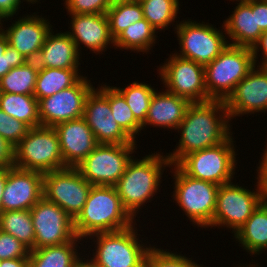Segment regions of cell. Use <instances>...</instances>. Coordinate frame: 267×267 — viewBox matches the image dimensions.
I'll return each mask as SVG.
<instances>
[{
	"mask_svg": "<svg viewBox=\"0 0 267 267\" xmlns=\"http://www.w3.org/2000/svg\"><path fill=\"white\" fill-rule=\"evenodd\" d=\"M233 123L223 100L191 103L183 121L174 131V138L179 141L171 152H166L171 165H176L189 153L224 142L235 132L232 130Z\"/></svg>",
	"mask_w": 267,
	"mask_h": 267,
	"instance_id": "obj_1",
	"label": "cell"
},
{
	"mask_svg": "<svg viewBox=\"0 0 267 267\" xmlns=\"http://www.w3.org/2000/svg\"><path fill=\"white\" fill-rule=\"evenodd\" d=\"M162 151V149H160V152L159 150L156 152L151 151V153L149 151L146 155V152H143V157L137 154L139 159L134 155L127 164L124 174L114 185L125 210L141 225L143 224L139 219L142 215L141 213L143 212V219H146L147 216L145 217L144 214L148 212L152 201L156 198L160 199V196H157L158 194L162 196V193H159L163 187L161 184L165 180L168 181L166 178L171 163L166 153Z\"/></svg>",
	"mask_w": 267,
	"mask_h": 267,
	"instance_id": "obj_2",
	"label": "cell"
},
{
	"mask_svg": "<svg viewBox=\"0 0 267 267\" xmlns=\"http://www.w3.org/2000/svg\"><path fill=\"white\" fill-rule=\"evenodd\" d=\"M138 227L142 226L136 221L122 230L87 237L84 240L85 254L101 267H145V259L153 243L148 241L144 233H139L143 229Z\"/></svg>",
	"mask_w": 267,
	"mask_h": 267,
	"instance_id": "obj_3",
	"label": "cell"
},
{
	"mask_svg": "<svg viewBox=\"0 0 267 267\" xmlns=\"http://www.w3.org/2000/svg\"><path fill=\"white\" fill-rule=\"evenodd\" d=\"M135 222L114 186L92 185L82 211L74 219V230L78 238L85 240L96 233L128 228Z\"/></svg>",
	"mask_w": 267,
	"mask_h": 267,
	"instance_id": "obj_4",
	"label": "cell"
},
{
	"mask_svg": "<svg viewBox=\"0 0 267 267\" xmlns=\"http://www.w3.org/2000/svg\"><path fill=\"white\" fill-rule=\"evenodd\" d=\"M168 174L173 178L171 203L178 206L189 224L199 230L213 228L219 185L186 175L177 165L170 166ZM173 175V176H172ZM189 220V221H188ZM200 227V228H199Z\"/></svg>",
	"mask_w": 267,
	"mask_h": 267,
	"instance_id": "obj_5",
	"label": "cell"
},
{
	"mask_svg": "<svg viewBox=\"0 0 267 267\" xmlns=\"http://www.w3.org/2000/svg\"><path fill=\"white\" fill-rule=\"evenodd\" d=\"M234 134L233 132L224 142L218 145L189 153L176 165L192 178L219 186L236 180L239 177L237 173L240 170L238 163L241 162L237 157L240 154L238 153L240 149L236 145Z\"/></svg>",
	"mask_w": 267,
	"mask_h": 267,
	"instance_id": "obj_6",
	"label": "cell"
},
{
	"mask_svg": "<svg viewBox=\"0 0 267 267\" xmlns=\"http://www.w3.org/2000/svg\"><path fill=\"white\" fill-rule=\"evenodd\" d=\"M198 21L182 17L174 30L179 51L175 48L172 52L205 66L225 49L228 41L223 23L217 28L216 25L209 23V19L208 22Z\"/></svg>",
	"mask_w": 267,
	"mask_h": 267,
	"instance_id": "obj_7",
	"label": "cell"
},
{
	"mask_svg": "<svg viewBox=\"0 0 267 267\" xmlns=\"http://www.w3.org/2000/svg\"><path fill=\"white\" fill-rule=\"evenodd\" d=\"M254 66L252 48L228 44L212 62L204 66L208 97L225 101Z\"/></svg>",
	"mask_w": 267,
	"mask_h": 267,
	"instance_id": "obj_8",
	"label": "cell"
},
{
	"mask_svg": "<svg viewBox=\"0 0 267 267\" xmlns=\"http://www.w3.org/2000/svg\"><path fill=\"white\" fill-rule=\"evenodd\" d=\"M254 178L255 181L250 180L252 185L249 189L240 179L237 183L232 181L219 186L213 214V230L216 228H224V231L228 229L227 231L232 234V237L252 215L262 202L259 183L256 177ZM253 182L255 183L253 184Z\"/></svg>",
	"mask_w": 267,
	"mask_h": 267,
	"instance_id": "obj_9",
	"label": "cell"
},
{
	"mask_svg": "<svg viewBox=\"0 0 267 267\" xmlns=\"http://www.w3.org/2000/svg\"><path fill=\"white\" fill-rule=\"evenodd\" d=\"M14 167L43 174L66 168L55 128H29L26 136L14 148Z\"/></svg>",
	"mask_w": 267,
	"mask_h": 267,
	"instance_id": "obj_10",
	"label": "cell"
},
{
	"mask_svg": "<svg viewBox=\"0 0 267 267\" xmlns=\"http://www.w3.org/2000/svg\"><path fill=\"white\" fill-rule=\"evenodd\" d=\"M157 69V80L165 90L186 98L191 103L211 100L205 86L204 66L170 52ZM159 77V78H158Z\"/></svg>",
	"mask_w": 267,
	"mask_h": 267,
	"instance_id": "obj_11",
	"label": "cell"
},
{
	"mask_svg": "<svg viewBox=\"0 0 267 267\" xmlns=\"http://www.w3.org/2000/svg\"><path fill=\"white\" fill-rule=\"evenodd\" d=\"M139 147L140 144H98L76 168L91 185L114 186Z\"/></svg>",
	"mask_w": 267,
	"mask_h": 267,
	"instance_id": "obj_12",
	"label": "cell"
},
{
	"mask_svg": "<svg viewBox=\"0 0 267 267\" xmlns=\"http://www.w3.org/2000/svg\"><path fill=\"white\" fill-rule=\"evenodd\" d=\"M91 187L77 168L66 167L44 173L43 197L57 204L72 219L82 211Z\"/></svg>",
	"mask_w": 267,
	"mask_h": 267,
	"instance_id": "obj_13",
	"label": "cell"
},
{
	"mask_svg": "<svg viewBox=\"0 0 267 267\" xmlns=\"http://www.w3.org/2000/svg\"><path fill=\"white\" fill-rule=\"evenodd\" d=\"M86 74L71 87L38 101L40 126L55 127L83 117L86 99L95 88L94 78Z\"/></svg>",
	"mask_w": 267,
	"mask_h": 267,
	"instance_id": "obj_14",
	"label": "cell"
},
{
	"mask_svg": "<svg viewBox=\"0 0 267 267\" xmlns=\"http://www.w3.org/2000/svg\"><path fill=\"white\" fill-rule=\"evenodd\" d=\"M35 9L36 12L30 11L29 14L26 12L19 17L14 16L15 20L11 16L0 21V29L6 35L9 45L17 49L28 61L36 60L47 34L53 27L55 28L49 15L47 17L42 13L39 14L38 7ZM6 22L11 24L6 25Z\"/></svg>",
	"mask_w": 267,
	"mask_h": 267,
	"instance_id": "obj_15",
	"label": "cell"
},
{
	"mask_svg": "<svg viewBox=\"0 0 267 267\" xmlns=\"http://www.w3.org/2000/svg\"><path fill=\"white\" fill-rule=\"evenodd\" d=\"M35 231L34 249L74 240V219L57 204L42 197L31 209Z\"/></svg>",
	"mask_w": 267,
	"mask_h": 267,
	"instance_id": "obj_16",
	"label": "cell"
},
{
	"mask_svg": "<svg viewBox=\"0 0 267 267\" xmlns=\"http://www.w3.org/2000/svg\"><path fill=\"white\" fill-rule=\"evenodd\" d=\"M224 102L231 122L234 119L240 120L243 116L257 117L262 113L265 116V113L267 114V66L255 65Z\"/></svg>",
	"mask_w": 267,
	"mask_h": 267,
	"instance_id": "obj_17",
	"label": "cell"
},
{
	"mask_svg": "<svg viewBox=\"0 0 267 267\" xmlns=\"http://www.w3.org/2000/svg\"><path fill=\"white\" fill-rule=\"evenodd\" d=\"M83 118L98 144H137L116 123L108 102V84H97L88 95Z\"/></svg>",
	"mask_w": 267,
	"mask_h": 267,
	"instance_id": "obj_18",
	"label": "cell"
},
{
	"mask_svg": "<svg viewBox=\"0 0 267 267\" xmlns=\"http://www.w3.org/2000/svg\"><path fill=\"white\" fill-rule=\"evenodd\" d=\"M68 30L65 32L75 42L79 53L89 49V55H106L107 49L114 48V39L110 34L107 14H67ZM70 22V23H69ZM83 50V51H82ZM94 53V54H93ZM105 53V54H104Z\"/></svg>",
	"mask_w": 267,
	"mask_h": 267,
	"instance_id": "obj_19",
	"label": "cell"
},
{
	"mask_svg": "<svg viewBox=\"0 0 267 267\" xmlns=\"http://www.w3.org/2000/svg\"><path fill=\"white\" fill-rule=\"evenodd\" d=\"M43 177L39 171L7 168L2 212L30 210L43 197Z\"/></svg>",
	"mask_w": 267,
	"mask_h": 267,
	"instance_id": "obj_20",
	"label": "cell"
},
{
	"mask_svg": "<svg viewBox=\"0 0 267 267\" xmlns=\"http://www.w3.org/2000/svg\"><path fill=\"white\" fill-rule=\"evenodd\" d=\"M60 151L66 167L76 168L98 145L93 131L82 117L57 124Z\"/></svg>",
	"mask_w": 267,
	"mask_h": 267,
	"instance_id": "obj_21",
	"label": "cell"
},
{
	"mask_svg": "<svg viewBox=\"0 0 267 267\" xmlns=\"http://www.w3.org/2000/svg\"><path fill=\"white\" fill-rule=\"evenodd\" d=\"M161 89L158 90L157 87L155 90L146 120L142 124V133L145 132V135L147 134L146 128L150 129L152 127L155 130L156 128L157 130L164 129V132L171 131L172 134L183 121L185 113L191 104L186 98L177 96L165 90L163 87Z\"/></svg>",
	"mask_w": 267,
	"mask_h": 267,
	"instance_id": "obj_22",
	"label": "cell"
},
{
	"mask_svg": "<svg viewBox=\"0 0 267 267\" xmlns=\"http://www.w3.org/2000/svg\"><path fill=\"white\" fill-rule=\"evenodd\" d=\"M61 31L52 28L47 34L35 60L37 65L42 68L82 69L83 71L81 66L82 63L84 65V61L81 60L84 59L83 55L79 53L75 42L65 30Z\"/></svg>",
	"mask_w": 267,
	"mask_h": 267,
	"instance_id": "obj_23",
	"label": "cell"
},
{
	"mask_svg": "<svg viewBox=\"0 0 267 267\" xmlns=\"http://www.w3.org/2000/svg\"><path fill=\"white\" fill-rule=\"evenodd\" d=\"M231 239L235 241V246L238 243V246L243 248L241 250L245 252L243 255L247 253L252 259L249 264L247 262L246 264L239 263L240 265L237 264V266L233 263L234 267H263L260 264L261 262L258 263L254 259L262 253L267 254V202L262 201L258 205L252 215Z\"/></svg>",
	"mask_w": 267,
	"mask_h": 267,
	"instance_id": "obj_24",
	"label": "cell"
},
{
	"mask_svg": "<svg viewBox=\"0 0 267 267\" xmlns=\"http://www.w3.org/2000/svg\"><path fill=\"white\" fill-rule=\"evenodd\" d=\"M234 4L231 14L222 21L228 44L253 48L263 33L256 28V0Z\"/></svg>",
	"mask_w": 267,
	"mask_h": 267,
	"instance_id": "obj_25",
	"label": "cell"
},
{
	"mask_svg": "<svg viewBox=\"0 0 267 267\" xmlns=\"http://www.w3.org/2000/svg\"><path fill=\"white\" fill-rule=\"evenodd\" d=\"M84 247V240L76 237L67 243L31 250L29 267H78Z\"/></svg>",
	"mask_w": 267,
	"mask_h": 267,
	"instance_id": "obj_26",
	"label": "cell"
},
{
	"mask_svg": "<svg viewBox=\"0 0 267 267\" xmlns=\"http://www.w3.org/2000/svg\"><path fill=\"white\" fill-rule=\"evenodd\" d=\"M158 35L152 25L143 18L130 24L114 39L115 50L118 51L119 49L121 53L129 51V54L132 52L141 53L140 55L147 54L148 57V54L154 52L155 44L159 43L160 37Z\"/></svg>",
	"mask_w": 267,
	"mask_h": 267,
	"instance_id": "obj_27",
	"label": "cell"
},
{
	"mask_svg": "<svg viewBox=\"0 0 267 267\" xmlns=\"http://www.w3.org/2000/svg\"><path fill=\"white\" fill-rule=\"evenodd\" d=\"M181 3L183 2L180 0H144L140 2L143 17L158 32L159 36L166 30L170 31V27L173 28L172 32L175 30L180 22L178 14L182 13L180 12L182 10Z\"/></svg>",
	"mask_w": 267,
	"mask_h": 267,
	"instance_id": "obj_28",
	"label": "cell"
},
{
	"mask_svg": "<svg viewBox=\"0 0 267 267\" xmlns=\"http://www.w3.org/2000/svg\"><path fill=\"white\" fill-rule=\"evenodd\" d=\"M81 69H59L39 67L37 74L34 96L39 101L49 97L54 93L69 88L74 85L81 77Z\"/></svg>",
	"mask_w": 267,
	"mask_h": 267,
	"instance_id": "obj_29",
	"label": "cell"
},
{
	"mask_svg": "<svg viewBox=\"0 0 267 267\" xmlns=\"http://www.w3.org/2000/svg\"><path fill=\"white\" fill-rule=\"evenodd\" d=\"M0 109L29 128L40 126L38 100L34 95L1 92Z\"/></svg>",
	"mask_w": 267,
	"mask_h": 267,
	"instance_id": "obj_30",
	"label": "cell"
},
{
	"mask_svg": "<svg viewBox=\"0 0 267 267\" xmlns=\"http://www.w3.org/2000/svg\"><path fill=\"white\" fill-rule=\"evenodd\" d=\"M115 85L112 86L124 97L135 119L142 125L146 120L151 99L157 88L151 82L150 84L145 80L140 82L138 79L122 87H118L117 83Z\"/></svg>",
	"mask_w": 267,
	"mask_h": 267,
	"instance_id": "obj_31",
	"label": "cell"
},
{
	"mask_svg": "<svg viewBox=\"0 0 267 267\" xmlns=\"http://www.w3.org/2000/svg\"><path fill=\"white\" fill-rule=\"evenodd\" d=\"M0 230L14 236L30 251L34 250L35 231L30 210L1 212Z\"/></svg>",
	"mask_w": 267,
	"mask_h": 267,
	"instance_id": "obj_32",
	"label": "cell"
},
{
	"mask_svg": "<svg viewBox=\"0 0 267 267\" xmlns=\"http://www.w3.org/2000/svg\"><path fill=\"white\" fill-rule=\"evenodd\" d=\"M38 71L39 66L36 61H27L12 68L0 79L1 92L34 95Z\"/></svg>",
	"mask_w": 267,
	"mask_h": 267,
	"instance_id": "obj_33",
	"label": "cell"
},
{
	"mask_svg": "<svg viewBox=\"0 0 267 267\" xmlns=\"http://www.w3.org/2000/svg\"><path fill=\"white\" fill-rule=\"evenodd\" d=\"M108 84V102L112 115L120 128L135 142L139 143V135H142V125L135 119L132 110L124 97L111 85Z\"/></svg>",
	"mask_w": 267,
	"mask_h": 267,
	"instance_id": "obj_34",
	"label": "cell"
},
{
	"mask_svg": "<svg viewBox=\"0 0 267 267\" xmlns=\"http://www.w3.org/2000/svg\"><path fill=\"white\" fill-rule=\"evenodd\" d=\"M154 244L153 242V245L148 250L145 267H209L204 266L203 262L198 264V259L194 260L192 255L187 256L186 253L183 255L182 251L177 250V247L171 251V249H167V246L164 248V245L162 247L157 245V243Z\"/></svg>",
	"mask_w": 267,
	"mask_h": 267,
	"instance_id": "obj_35",
	"label": "cell"
},
{
	"mask_svg": "<svg viewBox=\"0 0 267 267\" xmlns=\"http://www.w3.org/2000/svg\"><path fill=\"white\" fill-rule=\"evenodd\" d=\"M110 34L115 39L130 24L143 19V9L138 1L115 3L107 10Z\"/></svg>",
	"mask_w": 267,
	"mask_h": 267,
	"instance_id": "obj_36",
	"label": "cell"
},
{
	"mask_svg": "<svg viewBox=\"0 0 267 267\" xmlns=\"http://www.w3.org/2000/svg\"><path fill=\"white\" fill-rule=\"evenodd\" d=\"M29 127L0 109V136L16 146L27 134Z\"/></svg>",
	"mask_w": 267,
	"mask_h": 267,
	"instance_id": "obj_37",
	"label": "cell"
},
{
	"mask_svg": "<svg viewBox=\"0 0 267 267\" xmlns=\"http://www.w3.org/2000/svg\"><path fill=\"white\" fill-rule=\"evenodd\" d=\"M27 61L25 56L9 45L6 35L0 29V79L12 68L23 65Z\"/></svg>",
	"mask_w": 267,
	"mask_h": 267,
	"instance_id": "obj_38",
	"label": "cell"
},
{
	"mask_svg": "<svg viewBox=\"0 0 267 267\" xmlns=\"http://www.w3.org/2000/svg\"><path fill=\"white\" fill-rule=\"evenodd\" d=\"M67 14H106L110 0H63Z\"/></svg>",
	"mask_w": 267,
	"mask_h": 267,
	"instance_id": "obj_39",
	"label": "cell"
},
{
	"mask_svg": "<svg viewBox=\"0 0 267 267\" xmlns=\"http://www.w3.org/2000/svg\"><path fill=\"white\" fill-rule=\"evenodd\" d=\"M30 250L11 234L0 230V261L29 258Z\"/></svg>",
	"mask_w": 267,
	"mask_h": 267,
	"instance_id": "obj_40",
	"label": "cell"
},
{
	"mask_svg": "<svg viewBox=\"0 0 267 267\" xmlns=\"http://www.w3.org/2000/svg\"><path fill=\"white\" fill-rule=\"evenodd\" d=\"M264 145V149L261 150L263 152H259L260 156L259 161L256 164V168L254 170V176L256 177L259 187H260V192H261V197L263 202H267V145Z\"/></svg>",
	"mask_w": 267,
	"mask_h": 267,
	"instance_id": "obj_41",
	"label": "cell"
},
{
	"mask_svg": "<svg viewBox=\"0 0 267 267\" xmlns=\"http://www.w3.org/2000/svg\"><path fill=\"white\" fill-rule=\"evenodd\" d=\"M28 6L27 9L32 5L28 0H0V20L21 15L19 11H23L25 3ZM22 8V9H21Z\"/></svg>",
	"mask_w": 267,
	"mask_h": 267,
	"instance_id": "obj_42",
	"label": "cell"
},
{
	"mask_svg": "<svg viewBox=\"0 0 267 267\" xmlns=\"http://www.w3.org/2000/svg\"><path fill=\"white\" fill-rule=\"evenodd\" d=\"M252 52L255 65L267 66V31L262 33L259 41L253 46Z\"/></svg>",
	"mask_w": 267,
	"mask_h": 267,
	"instance_id": "obj_43",
	"label": "cell"
},
{
	"mask_svg": "<svg viewBox=\"0 0 267 267\" xmlns=\"http://www.w3.org/2000/svg\"><path fill=\"white\" fill-rule=\"evenodd\" d=\"M14 148L0 136V168L14 167Z\"/></svg>",
	"mask_w": 267,
	"mask_h": 267,
	"instance_id": "obj_44",
	"label": "cell"
},
{
	"mask_svg": "<svg viewBox=\"0 0 267 267\" xmlns=\"http://www.w3.org/2000/svg\"><path fill=\"white\" fill-rule=\"evenodd\" d=\"M256 28L267 31V0H256Z\"/></svg>",
	"mask_w": 267,
	"mask_h": 267,
	"instance_id": "obj_45",
	"label": "cell"
},
{
	"mask_svg": "<svg viewBox=\"0 0 267 267\" xmlns=\"http://www.w3.org/2000/svg\"><path fill=\"white\" fill-rule=\"evenodd\" d=\"M0 267H29V258L1 260Z\"/></svg>",
	"mask_w": 267,
	"mask_h": 267,
	"instance_id": "obj_46",
	"label": "cell"
},
{
	"mask_svg": "<svg viewBox=\"0 0 267 267\" xmlns=\"http://www.w3.org/2000/svg\"><path fill=\"white\" fill-rule=\"evenodd\" d=\"M6 180H7V168H0V213L2 212V197Z\"/></svg>",
	"mask_w": 267,
	"mask_h": 267,
	"instance_id": "obj_47",
	"label": "cell"
},
{
	"mask_svg": "<svg viewBox=\"0 0 267 267\" xmlns=\"http://www.w3.org/2000/svg\"><path fill=\"white\" fill-rule=\"evenodd\" d=\"M87 258V259H86ZM78 267H101L91 260L87 254H83L79 260Z\"/></svg>",
	"mask_w": 267,
	"mask_h": 267,
	"instance_id": "obj_48",
	"label": "cell"
},
{
	"mask_svg": "<svg viewBox=\"0 0 267 267\" xmlns=\"http://www.w3.org/2000/svg\"><path fill=\"white\" fill-rule=\"evenodd\" d=\"M129 1H136V0H110L111 4L129 2Z\"/></svg>",
	"mask_w": 267,
	"mask_h": 267,
	"instance_id": "obj_49",
	"label": "cell"
},
{
	"mask_svg": "<svg viewBox=\"0 0 267 267\" xmlns=\"http://www.w3.org/2000/svg\"><path fill=\"white\" fill-rule=\"evenodd\" d=\"M28 1L32 4V6H31L32 8H33L34 4H35L34 6H37L38 4H41V2H40L41 0H28Z\"/></svg>",
	"mask_w": 267,
	"mask_h": 267,
	"instance_id": "obj_50",
	"label": "cell"
},
{
	"mask_svg": "<svg viewBox=\"0 0 267 267\" xmlns=\"http://www.w3.org/2000/svg\"><path fill=\"white\" fill-rule=\"evenodd\" d=\"M226 1H228V0H226ZM232 2V4L234 3V2H246V1H251V0H229V2Z\"/></svg>",
	"mask_w": 267,
	"mask_h": 267,
	"instance_id": "obj_51",
	"label": "cell"
}]
</instances>
